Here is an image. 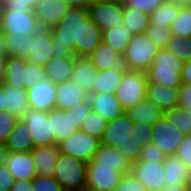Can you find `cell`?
Wrapping results in <instances>:
<instances>
[{
    "mask_svg": "<svg viewBox=\"0 0 191 191\" xmlns=\"http://www.w3.org/2000/svg\"><path fill=\"white\" fill-rule=\"evenodd\" d=\"M51 30L55 57H89L103 40V31L89 18L87 7H71Z\"/></svg>",
    "mask_w": 191,
    "mask_h": 191,
    "instance_id": "cell-1",
    "label": "cell"
},
{
    "mask_svg": "<svg viewBox=\"0 0 191 191\" xmlns=\"http://www.w3.org/2000/svg\"><path fill=\"white\" fill-rule=\"evenodd\" d=\"M183 62L172 52L158 49L153 63L145 71L148 83L179 88L182 85Z\"/></svg>",
    "mask_w": 191,
    "mask_h": 191,
    "instance_id": "cell-2",
    "label": "cell"
},
{
    "mask_svg": "<svg viewBox=\"0 0 191 191\" xmlns=\"http://www.w3.org/2000/svg\"><path fill=\"white\" fill-rule=\"evenodd\" d=\"M86 168V162L59 153L53 177L63 190L81 191L86 187Z\"/></svg>",
    "mask_w": 191,
    "mask_h": 191,
    "instance_id": "cell-3",
    "label": "cell"
},
{
    "mask_svg": "<svg viewBox=\"0 0 191 191\" xmlns=\"http://www.w3.org/2000/svg\"><path fill=\"white\" fill-rule=\"evenodd\" d=\"M157 51L158 48L145 33L134 34L122 56L123 65L129 71L145 72L153 63Z\"/></svg>",
    "mask_w": 191,
    "mask_h": 191,
    "instance_id": "cell-4",
    "label": "cell"
},
{
    "mask_svg": "<svg viewBox=\"0 0 191 191\" xmlns=\"http://www.w3.org/2000/svg\"><path fill=\"white\" fill-rule=\"evenodd\" d=\"M147 84L148 80L145 72L128 70L124 74L115 96L125 111L145 99Z\"/></svg>",
    "mask_w": 191,
    "mask_h": 191,
    "instance_id": "cell-5",
    "label": "cell"
},
{
    "mask_svg": "<svg viewBox=\"0 0 191 191\" xmlns=\"http://www.w3.org/2000/svg\"><path fill=\"white\" fill-rule=\"evenodd\" d=\"M101 145L100 139L80 129L57 143L59 153L72 156L86 163L91 162Z\"/></svg>",
    "mask_w": 191,
    "mask_h": 191,
    "instance_id": "cell-6",
    "label": "cell"
},
{
    "mask_svg": "<svg viewBox=\"0 0 191 191\" xmlns=\"http://www.w3.org/2000/svg\"><path fill=\"white\" fill-rule=\"evenodd\" d=\"M40 29L36 14L22 10L8 11L0 3V30L3 34L34 35Z\"/></svg>",
    "mask_w": 191,
    "mask_h": 191,
    "instance_id": "cell-7",
    "label": "cell"
},
{
    "mask_svg": "<svg viewBox=\"0 0 191 191\" xmlns=\"http://www.w3.org/2000/svg\"><path fill=\"white\" fill-rule=\"evenodd\" d=\"M87 8L89 18L102 31L121 26L123 23V4L121 1L94 0Z\"/></svg>",
    "mask_w": 191,
    "mask_h": 191,
    "instance_id": "cell-8",
    "label": "cell"
},
{
    "mask_svg": "<svg viewBox=\"0 0 191 191\" xmlns=\"http://www.w3.org/2000/svg\"><path fill=\"white\" fill-rule=\"evenodd\" d=\"M29 128L35 147L54 144L51 122L48 112L28 109L20 118Z\"/></svg>",
    "mask_w": 191,
    "mask_h": 191,
    "instance_id": "cell-9",
    "label": "cell"
},
{
    "mask_svg": "<svg viewBox=\"0 0 191 191\" xmlns=\"http://www.w3.org/2000/svg\"><path fill=\"white\" fill-rule=\"evenodd\" d=\"M184 135L163 116L152 125L151 141L166 156L175 155Z\"/></svg>",
    "mask_w": 191,
    "mask_h": 191,
    "instance_id": "cell-10",
    "label": "cell"
},
{
    "mask_svg": "<svg viewBox=\"0 0 191 191\" xmlns=\"http://www.w3.org/2000/svg\"><path fill=\"white\" fill-rule=\"evenodd\" d=\"M130 174L138 179L148 191H157L165 186L164 162H134Z\"/></svg>",
    "mask_w": 191,
    "mask_h": 191,
    "instance_id": "cell-11",
    "label": "cell"
},
{
    "mask_svg": "<svg viewBox=\"0 0 191 191\" xmlns=\"http://www.w3.org/2000/svg\"><path fill=\"white\" fill-rule=\"evenodd\" d=\"M134 122L124 113L123 115L108 121L102 137L101 145L114 147L119 149L120 146H125L130 143L131 130Z\"/></svg>",
    "mask_w": 191,
    "mask_h": 191,
    "instance_id": "cell-12",
    "label": "cell"
},
{
    "mask_svg": "<svg viewBox=\"0 0 191 191\" xmlns=\"http://www.w3.org/2000/svg\"><path fill=\"white\" fill-rule=\"evenodd\" d=\"M125 173L113 171V168L99 167L87 163L86 186L100 191H113L121 182Z\"/></svg>",
    "mask_w": 191,
    "mask_h": 191,
    "instance_id": "cell-13",
    "label": "cell"
},
{
    "mask_svg": "<svg viewBox=\"0 0 191 191\" xmlns=\"http://www.w3.org/2000/svg\"><path fill=\"white\" fill-rule=\"evenodd\" d=\"M27 97L29 109L49 112L55 108L56 84L45 78L27 89Z\"/></svg>",
    "mask_w": 191,
    "mask_h": 191,
    "instance_id": "cell-14",
    "label": "cell"
},
{
    "mask_svg": "<svg viewBox=\"0 0 191 191\" xmlns=\"http://www.w3.org/2000/svg\"><path fill=\"white\" fill-rule=\"evenodd\" d=\"M71 7L62 0H44L34 7L40 28L51 29L59 24Z\"/></svg>",
    "mask_w": 191,
    "mask_h": 191,
    "instance_id": "cell-15",
    "label": "cell"
},
{
    "mask_svg": "<svg viewBox=\"0 0 191 191\" xmlns=\"http://www.w3.org/2000/svg\"><path fill=\"white\" fill-rule=\"evenodd\" d=\"M88 98V92L71 80L56 84V109L71 110Z\"/></svg>",
    "mask_w": 191,
    "mask_h": 191,
    "instance_id": "cell-16",
    "label": "cell"
},
{
    "mask_svg": "<svg viewBox=\"0 0 191 191\" xmlns=\"http://www.w3.org/2000/svg\"><path fill=\"white\" fill-rule=\"evenodd\" d=\"M53 33L51 29L40 28L34 33L27 61L45 66L53 57Z\"/></svg>",
    "mask_w": 191,
    "mask_h": 191,
    "instance_id": "cell-17",
    "label": "cell"
},
{
    "mask_svg": "<svg viewBox=\"0 0 191 191\" xmlns=\"http://www.w3.org/2000/svg\"><path fill=\"white\" fill-rule=\"evenodd\" d=\"M6 165L15 180H30L36 176V165L32 156V151L14 153L9 152Z\"/></svg>",
    "mask_w": 191,
    "mask_h": 191,
    "instance_id": "cell-18",
    "label": "cell"
},
{
    "mask_svg": "<svg viewBox=\"0 0 191 191\" xmlns=\"http://www.w3.org/2000/svg\"><path fill=\"white\" fill-rule=\"evenodd\" d=\"M145 98L166 112L179 106V88L148 83Z\"/></svg>",
    "mask_w": 191,
    "mask_h": 191,
    "instance_id": "cell-19",
    "label": "cell"
},
{
    "mask_svg": "<svg viewBox=\"0 0 191 191\" xmlns=\"http://www.w3.org/2000/svg\"><path fill=\"white\" fill-rule=\"evenodd\" d=\"M90 164H97L99 167L113 168V171L130 173L131 163L125 156H122L118 149L100 145L92 158Z\"/></svg>",
    "mask_w": 191,
    "mask_h": 191,
    "instance_id": "cell-20",
    "label": "cell"
},
{
    "mask_svg": "<svg viewBox=\"0 0 191 191\" xmlns=\"http://www.w3.org/2000/svg\"><path fill=\"white\" fill-rule=\"evenodd\" d=\"M48 118L51 122L54 144L66 139L78 130L74 125L73 110H59L54 108L48 112Z\"/></svg>",
    "mask_w": 191,
    "mask_h": 191,
    "instance_id": "cell-21",
    "label": "cell"
},
{
    "mask_svg": "<svg viewBox=\"0 0 191 191\" xmlns=\"http://www.w3.org/2000/svg\"><path fill=\"white\" fill-rule=\"evenodd\" d=\"M89 99L92 110L101 114L108 121H112L125 113L115 94L91 93Z\"/></svg>",
    "mask_w": 191,
    "mask_h": 191,
    "instance_id": "cell-22",
    "label": "cell"
},
{
    "mask_svg": "<svg viewBox=\"0 0 191 191\" xmlns=\"http://www.w3.org/2000/svg\"><path fill=\"white\" fill-rule=\"evenodd\" d=\"M32 156L36 165L38 176L52 177L55 172V165L59 156L57 144L35 147Z\"/></svg>",
    "mask_w": 191,
    "mask_h": 191,
    "instance_id": "cell-23",
    "label": "cell"
},
{
    "mask_svg": "<svg viewBox=\"0 0 191 191\" xmlns=\"http://www.w3.org/2000/svg\"><path fill=\"white\" fill-rule=\"evenodd\" d=\"M96 73L97 69L88 57L75 56L70 80L83 87L88 94L94 91Z\"/></svg>",
    "mask_w": 191,
    "mask_h": 191,
    "instance_id": "cell-24",
    "label": "cell"
},
{
    "mask_svg": "<svg viewBox=\"0 0 191 191\" xmlns=\"http://www.w3.org/2000/svg\"><path fill=\"white\" fill-rule=\"evenodd\" d=\"M88 58L97 71L126 68L123 65L122 56L104 42H101Z\"/></svg>",
    "mask_w": 191,
    "mask_h": 191,
    "instance_id": "cell-25",
    "label": "cell"
},
{
    "mask_svg": "<svg viewBox=\"0 0 191 191\" xmlns=\"http://www.w3.org/2000/svg\"><path fill=\"white\" fill-rule=\"evenodd\" d=\"M74 61L75 56H53L44 66L46 78L54 84L69 81L72 75Z\"/></svg>",
    "mask_w": 191,
    "mask_h": 191,
    "instance_id": "cell-26",
    "label": "cell"
},
{
    "mask_svg": "<svg viewBox=\"0 0 191 191\" xmlns=\"http://www.w3.org/2000/svg\"><path fill=\"white\" fill-rule=\"evenodd\" d=\"M165 186L191 184L190 169L176 155H168L164 161Z\"/></svg>",
    "mask_w": 191,
    "mask_h": 191,
    "instance_id": "cell-27",
    "label": "cell"
},
{
    "mask_svg": "<svg viewBox=\"0 0 191 191\" xmlns=\"http://www.w3.org/2000/svg\"><path fill=\"white\" fill-rule=\"evenodd\" d=\"M5 145L9 152L14 153L28 152L35 148L29 128L21 119L16 123Z\"/></svg>",
    "mask_w": 191,
    "mask_h": 191,
    "instance_id": "cell-28",
    "label": "cell"
},
{
    "mask_svg": "<svg viewBox=\"0 0 191 191\" xmlns=\"http://www.w3.org/2000/svg\"><path fill=\"white\" fill-rule=\"evenodd\" d=\"M128 70L126 68H114L97 71L95 76V86L92 93H112L115 94L119 87L124 74Z\"/></svg>",
    "mask_w": 191,
    "mask_h": 191,
    "instance_id": "cell-29",
    "label": "cell"
},
{
    "mask_svg": "<svg viewBox=\"0 0 191 191\" xmlns=\"http://www.w3.org/2000/svg\"><path fill=\"white\" fill-rule=\"evenodd\" d=\"M125 113L134 123L141 122L150 125L164 116V111L146 98L136 106L127 109Z\"/></svg>",
    "mask_w": 191,
    "mask_h": 191,
    "instance_id": "cell-30",
    "label": "cell"
},
{
    "mask_svg": "<svg viewBox=\"0 0 191 191\" xmlns=\"http://www.w3.org/2000/svg\"><path fill=\"white\" fill-rule=\"evenodd\" d=\"M1 86L5 92V110L20 119L29 109L27 90L24 88H12L5 84Z\"/></svg>",
    "mask_w": 191,
    "mask_h": 191,
    "instance_id": "cell-31",
    "label": "cell"
},
{
    "mask_svg": "<svg viewBox=\"0 0 191 191\" xmlns=\"http://www.w3.org/2000/svg\"><path fill=\"white\" fill-rule=\"evenodd\" d=\"M26 62V59L7 55L3 84L16 89L24 88Z\"/></svg>",
    "mask_w": 191,
    "mask_h": 191,
    "instance_id": "cell-32",
    "label": "cell"
},
{
    "mask_svg": "<svg viewBox=\"0 0 191 191\" xmlns=\"http://www.w3.org/2000/svg\"><path fill=\"white\" fill-rule=\"evenodd\" d=\"M133 35L134 34L128 30L126 24L122 23L121 26L104 30L102 42L123 56Z\"/></svg>",
    "mask_w": 191,
    "mask_h": 191,
    "instance_id": "cell-33",
    "label": "cell"
},
{
    "mask_svg": "<svg viewBox=\"0 0 191 191\" xmlns=\"http://www.w3.org/2000/svg\"><path fill=\"white\" fill-rule=\"evenodd\" d=\"M182 6V4L166 0L149 15V24H156L157 26L170 29L172 23L177 19Z\"/></svg>",
    "mask_w": 191,
    "mask_h": 191,
    "instance_id": "cell-34",
    "label": "cell"
},
{
    "mask_svg": "<svg viewBox=\"0 0 191 191\" xmlns=\"http://www.w3.org/2000/svg\"><path fill=\"white\" fill-rule=\"evenodd\" d=\"M5 35V50L7 55L27 59L34 35Z\"/></svg>",
    "mask_w": 191,
    "mask_h": 191,
    "instance_id": "cell-35",
    "label": "cell"
},
{
    "mask_svg": "<svg viewBox=\"0 0 191 191\" xmlns=\"http://www.w3.org/2000/svg\"><path fill=\"white\" fill-rule=\"evenodd\" d=\"M123 23L133 34L145 33L150 20L149 15L134 7L123 8Z\"/></svg>",
    "mask_w": 191,
    "mask_h": 191,
    "instance_id": "cell-36",
    "label": "cell"
},
{
    "mask_svg": "<svg viewBox=\"0 0 191 191\" xmlns=\"http://www.w3.org/2000/svg\"><path fill=\"white\" fill-rule=\"evenodd\" d=\"M173 36L179 38L191 37V8L183 5L177 19L172 23L170 28Z\"/></svg>",
    "mask_w": 191,
    "mask_h": 191,
    "instance_id": "cell-37",
    "label": "cell"
},
{
    "mask_svg": "<svg viewBox=\"0 0 191 191\" xmlns=\"http://www.w3.org/2000/svg\"><path fill=\"white\" fill-rule=\"evenodd\" d=\"M107 125L108 120H106L98 112L92 110L91 113L85 119V121L82 123L80 130L101 139L102 134Z\"/></svg>",
    "mask_w": 191,
    "mask_h": 191,
    "instance_id": "cell-38",
    "label": "cell"
},
{
    "mask_svg": "<svg viewBox=\"0 0 191 191\" xmlns=\"http://www.w3.org/2000/svg\"><path fill=\"white\" fill-rule=\"evenodd\" d=\"M164 116L173 126H176L183 135L191 134V118L183 108L180 106L173 108L172 110L164 112Z\"/></svg>",
    "mask_w": 191,
    "mask_h": 191,
    "instance_id": "cell-39",
    "label": "cell"
},
{
    "mask_svg": "<svg viewBox=\"0 0 191 191\" xmlns=\"http://www.w3.org/2000/svg\"><path fill=\"white\" fill-rule=\"evenodd\" d=\"M166 49L181 59L183 63L188 62L191 60V37L179 38L173 36L168 42Z\"/></svg>",
    "mask_w": 191,
    "mask_h": 191,
    "instance_id": "cell-40",
    "label": "cell"
},
{
    "mask_svg": "<svg viewBox=\"0 0 191 191\" xmlns=\"http://www.w3.org/2000/svg\"><path fill=\"white\" fill-rule=\"evenodd\" d=\"M145 35L158 49H165L168 42L173 38L170 29L157 26L156 24H149L148 28L145 30Z\"/></svg>",
    "mask_w": 191,
    "mask_h": 191,
    "instance_id": "cell-41",
    "label": "cell"
},
{
    "mask_svg": "<svg viewBox=\"0 0 191 191\" xmlns=\"http://www.w3.org/2000/svg\"><path fill=\"white\" fill-rule=\"evenodd\" d=\"M46 78L45 67L43 65L26 62L25 65V82L24 89L27 90L32 88L39 82L43 81Z\"/></svg>",
    "mask_w": 191,
    "mask_h": 191,
    "instance_id": "cell-42",
    "label": "cell"
},
{
    "mask_svg": "<svg viewBox=\"0 0 191 191\" xmlns=\"http://www.w3.org/2000/svg\"><path fill=\"white\" fill-rule=\"evenodd\" d=\"M130 141L141 145H147L151 141L152 137V125L146 123H134L131 130Z\"/></svg>",
    "mask_w": 191,
    "mask_h": 191,
    "instance_id": "cell-43",
    "label": "cell"
},
{
    "mask_svg": "<svg viewBox=\"0 0 191 191\" xmlns=\"http://www.w3.org/2000/svg\"><path fill=\"white\" fill-rule=\"evenodd\" d=\"M166 155L161 149L155 146L152 142L144 145L141 149L139 158L136 162H152L162 163L166 159Z\"/></svg>",
    "mask_w": 191,
    "mask_h": 191,
    "instance_id": "cell-44",
    "label": "cell"
},
{
    "mask_svg": "<svg viewBox=\"0 0 191 191\" xmlns=\"http://www.w3.org/2000/svg\"><path fill=\"white\" fill-rule=\"evenodd\" d=\"M19 118L8 111L0 112V143L7 141Z\"/></svg>",
    "mask_w": 191,
    "mask_h": 191,
    "instance_id": "cell-45",
    "label": "cell"
},
{
    "mask_svg": "<svg viewBox=\"0 0 191 191\" xmlns=\"http://www.w3.org/2000/svg\"><path fill=\"white\" fill-rule=\"evenodd\" d=\"M166 0H122L123 8H136L150 15Z\"/></svg>",
    "mask_w": 191,
    "mask_h": 191,
    "instance_id": "cell-46",
    "label": "cell"
},
{
    "mask_svg": "<svg viewBox=\"0 0 191 191\" xmlns=\"http://www.w3.org/2000/svg\"><path fill=\"white\" fill-rule=\"evenodd\" d=\"M33 191H64L61 185L52 177L36 176L32 180Z\"/></svg>",
    "mask_w": 191,
    "mask_h": 191,
    "instance_id": "cell-47",
    "label": "cell"
},
{
    "mask_svg": "<svg viewBox=\"0 0 191 191\" xmlns=\"http://www.w3.org/2000/svg\"><path fill=\"white\" fill-rule=\"evenodd\" d=\"M44 0H0V3L8 11L22 10V12H32L34 7Z\"/></svg>",
    "mask_w": 191,
    "mask_h": 191,
    "instance_id": "cell-48",
    "label": "cell"
},
{
    "mask_svg": "<svg viewBox=\"0 0 191 191\" xmlns=\"http://www.w3.org/2000/svg\"><path fill=\"white\" fill-rule=\"evenodd\" d=\"M71 110H73L74 125L77 129H80L82 123L92 111L90 99H86L81 104L74 106Z\"/></svg>",
    "mask_w": 191,
    "mask_h": 191,
    "instance_id": "cell-49",
    "label": "cell"
},
{
    "mask_svg": "<svg viewBox=\"0 0 191 191\" xmlns=\"http://www.w3.org/2000/svg\"><path fill=\"white\" fill-rule=\"evenodd\" d=\"M175 155L190 169L191 182V134L184 135Z\"/></svg>",
    "mask_w": 191,
    "mask_h": 191,
    "instance_id": "cell-50",
    "label": "cell"
},
{
    "mask_svg": "<svg viewBox=\"0 0 191 191\" xmlns=\"http://www.w3.org/2000/svg\"><path fill=\"white\" fill-rule=\"evenodd\" d=\"M113 191H148L145 186L130 173L123 176L120 184Z\"/></svg>",
    "mask_w": 191,
    "mask_h": 191,
    "instance_id": "cell-51",
    "label": "cell"
},
{
    "mask_svg": "<svg viewBox=\"0 0 191 191\" xmlns=\"http://www.w3.org/2000/svg\"><path fill=\"white\" fill-rule=\"evenodd\" d=\"M141 149V145L135 143L134 141H130V143H128L127 145L120 146L118 151L122 156H125L128 159V161L132 164L138 160Z\"/></svg>",
    "mask_w": 191,
    "mask_h": 191,
    "instance_id": "cell-52",
    "label": "cell"
},
{
    "mask_svg": "<svg viewBox=\"0 0 191 191\" xmlns=\"http://www.w3.org/2000/svg\"><path fill=\"white\" fill-rule=\"evenodd\" d=\"M15 179L10 173L6 164L0 165V186L6 189H11L14 185Z\"/></svg>",
    "mask_w": 191,
    "mask_h": 191,
    "instance_id": "cell-53",
    "label": "cell"
},
{
    "mask_svg": "<svg viewBox=\"0 0 191 191\" xmlns=\"http://www.w3.org/2000/svg\"><path fill=\"white\" fill-rule=\"evenodd\" d=\"M179 105H191V85L182 84L179 87Z\"/></svg>",
    "mask_w": 191,
    "mask_h": 191,
    "instance_id": "cell-54",
    "label": "cell"
},
{
    "mask_svg": "<svg viewBox=\"0 0 191 191\" xmlns=\"http://www.w3.org/2000/svg\"><path fill=\"white\" fill-rule=\"evenodd\" d=\"M10 191H33L32 181L30 180H15L14 185L11 187Z\"/></svg>",
    "mask_w": 191,
    "mask_h": 191,
    "instance_id": "cell-55",
    "label": "cell"
},
{
    "mask_svg": "<svg viewBox=\"0 0 191 191\" xmlns=\"http://www.w3.org/2000/svg\"><path fill=\"white\" fill-rule=\"evenodd\" d=\"M182 84L191 85V60L184 62L182 74H181Z\"/></svg>",
    "mask_w": 191,
    "mask_h": 191,
    "instance_id": "cell-56",
    "label": "cell"
},
{
    "mask_svg": "<svg viewBox=\"0 0 191 191\" xmlns=\"http://www.w3.org/2000/svg\"><path fill=\"white\" fill-rule=\"evenodd\" d=\"M157 191H191V184H182L178 186H170L166 187L164 186L162 189H159Z\"/></svg>",
    "mask_w": 191,
    "mask_h": 191,
    "instance_id": "cell-57",
    "label": "cell"
},
{
    "mask_svg": "<svg viewBox=\"0 0 191 191\" xmlns=\"http://www.w3.org/2000/svg\"><path fill=\"white\" fill-rule=\"evenodd\" d=\"M70 7H87L94 0H62Z\"/></svg>",
    "mask_w": 191,
    "mask_h": 191,
    "instance_id": "cell-58",
    "label": "cell"
},
{
    "mask_svg": "<svg viewBox=\"0 0 191 191\" xmlns=\"http://www.w3.org/2000/svg\"><path fill=\"white\" fill-rule=\"evenodd\" d=\"M8 149L4 143H0V165L6 164L8 157Z\"/></svg>",
    "mask_w": 191,
    "mask_h": 191,
    "instance_id": "cell-59",
    "label": "cell"
},
{
    "mask_svg": "<svg viewBox=\"0 0 191 191\" xmlns=\"http://www.w3.org/2000/svg\"><path fill=\"white\" fill-rule=\"evenodd\" d=\"M6 56H0V86L4 83Z\"/></svg>",
    "mask_w": 191,
    "mask_h": 191,
    "instance_id": "cell-60",
    "label": "cell"
},
{
    "mask_svg": "<svg viewBox=\"0 0 191 191\" xmlns=\"http://www.w3.org/2000/svg\"><path fill=\"white\" fill-rule=\"evenodd\" d=\"M0 56H7L5 50V35L0 30Z\"/></svg>",
    "mask_w": 191,
    "mask_h": 191,
    "instance_id": "cell-61",
    "label": "cell"
},
{
    "mask_svg": "<svg viewBox=\"0 0 191 191\" xmlns=\"http://www.w3.org/2000/svg\"><path fill=\"white\" fill-rule=\"evenodd\" d=\"M5 111V92L4 88L0 86V112Z\"/></svg>",
    "mask_w": 191,
    "mask_h": 191,
    "instance_id": "cell-62",
    "label": "cell"
},
{
    "mask_svg": "<svg viewBox=\"0 0 191 191\" xmlns=\"http://www.w3.org/2000/svg\"><path fill=\"white\" fill-rule=\"evenodd\" d=\"M167 1L182 4V5H188L191 0H167Z\"/></svg>",
    "mask_w": 191,
    "mask_h": 191,
    "instance_id": "cell-63",
    "label": "cell"
},
{
    "mask_svg": "<svg viewBox=\"0 0 191 191\" xmlns=\"http://www.w3.org/2000/svg\"><path fill=\"white\" fill-rule=\"evenodd\" d=\"M179 106L183 108L187 112V115L190 116L191 118V105H179Z\"/></svg>",
    "mask_w": 191,
    "mask_h": 191,
    "instance_id": "cell-64",
    "label": "cell"
},
{
    "mask_svg": "<svg viewBox=\"0 0 191 191\" xmlns=\"http://www.w3.org/2000/svg\"><path fill=\"white\" fill-rule=\"evenodd\" d=\"M81 191H100V190H97V189H92L88 186H86L84 189H82Z\"/></svg>",
    "mask_w": 191,
    "mask_h": 191,
    "instance_id": "cell-65",
    "label": "cell"
},
{
    "mask_svg": "<svg viewBox=\"0 0 191 191\" xmlns=\"http://www.w3.org/2000/svg\"><path fill=\"white\" fill-rule=\"evenodd\" d=\"M0 191H10V189H6V188H3L2 186H0Z\"/></svg>",
    "mask_w": 191,
    "mask_h": 191,
    "instance_id": "cell-66",
    "label": "cell"
}]
</instances>
